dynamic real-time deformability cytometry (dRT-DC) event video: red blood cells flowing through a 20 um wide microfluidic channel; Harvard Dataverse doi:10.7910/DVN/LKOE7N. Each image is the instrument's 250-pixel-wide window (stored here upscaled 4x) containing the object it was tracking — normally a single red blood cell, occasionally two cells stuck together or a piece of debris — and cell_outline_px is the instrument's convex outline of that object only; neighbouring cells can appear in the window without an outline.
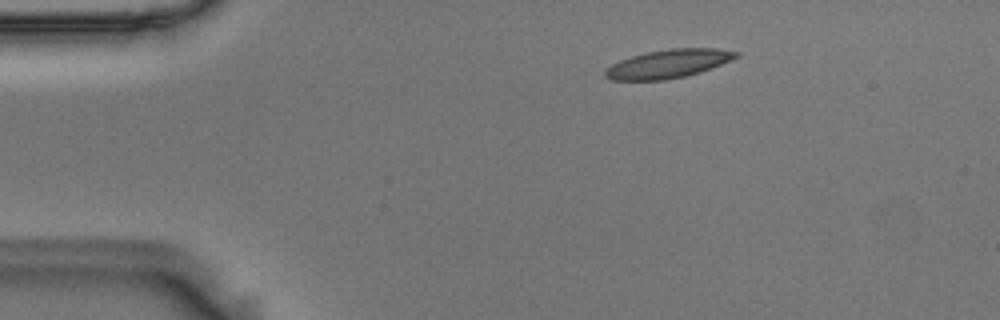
{"species": "Egyptian fruit bat (a non-hibernating species)", "species_latin": "Rousettus aegyptiacus", "temperature_condition": "room temperature", "stored_images_in_passage": 47, "camera_frame_rate_fps": 3000, "um_per_image_px": 0.085, "animal": {"sex": "male"}, "frame": {"image": 1, "passage_image": 1, "time_ms": 0.0, "image_size_px": [1000, 320], "cell_outline_px": [[740, 56], [712, 68], [700, 72], [684, 76], [664, 80], [612, 80], [604, 76], [604, 72], [612, 64], [620, 60], [632, 56], [648, 52], [668, 48], [716, 48], [740, 52]], "centroid_in_image_um": [56.83, 5.41], "position_along_channel_um": 28.2, "area_um2": 21.68}}
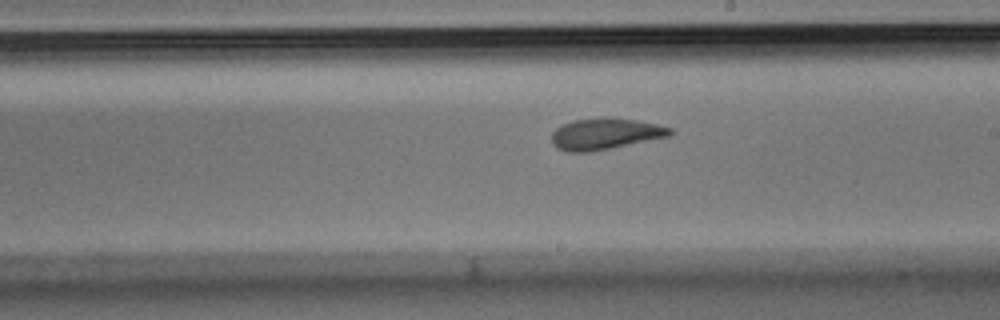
{"frame": {"image": 2, "passage_image": 23, "time_ms": 7.333, "image_size_px": [1000, 320], "cell_outline_px": [[672, 132], [668, 136], [588, 152], [568, 152], [556, 148], [552, 144], [552, 132], [556, 128], [572, 120], [600, 116], [604, 116], [636, 120], [656, 124], [672, 128]], "centroid_in_image_um": [51.38, 11.35], "position_along_channel_um": 237.6, "area_um2": 21.5}}
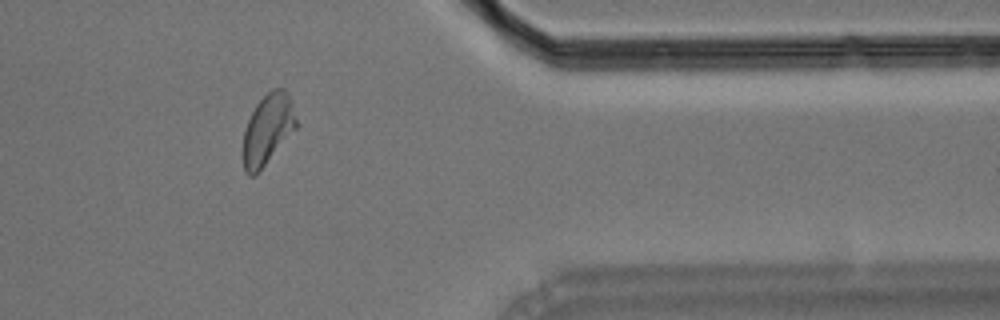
{"frame": {"image": 3, "passage_image": 37, "time_ms": 12.0, "image_size_px": [1000, 320], "cell_outline_px": [[296, 128], [256, 176], [248, 176], [244, 172], [244, 128], [256, 104], [272, 88], [284, 88], [288, 92], [292, 104], [296, 120]], "centroid_in_image_um": [22.75, 11.01], "position_along_channel_um": 388.7, "area_um2": 21.68}, "authors_computed_cell_mechanics": {"area_um2": 21.6172, "velocity_mm_per_s": 3.628, "shape_relaxation_time_tau1_ms": 9.5918, "shape_relaxation_time_tau2_ms": 2.3382, "deformation_change_tau1": 0.195, "deformation_change_tau2": 0.087}}